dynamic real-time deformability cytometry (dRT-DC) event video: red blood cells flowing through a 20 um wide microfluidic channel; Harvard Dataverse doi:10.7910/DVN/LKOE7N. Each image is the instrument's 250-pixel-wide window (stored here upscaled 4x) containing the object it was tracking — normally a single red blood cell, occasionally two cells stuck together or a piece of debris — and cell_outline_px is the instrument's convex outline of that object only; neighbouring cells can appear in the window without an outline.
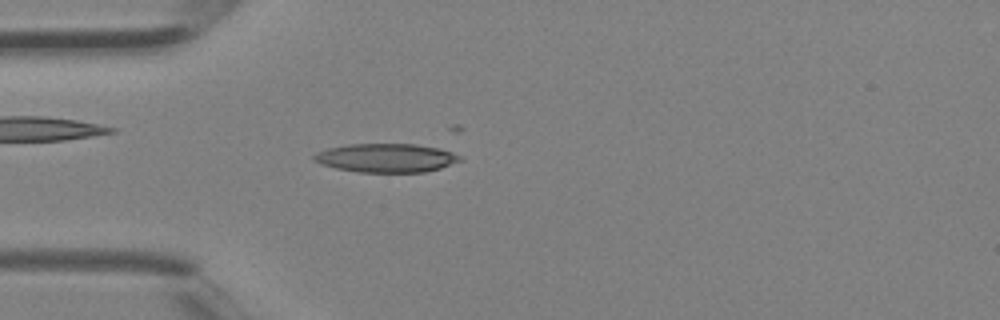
{"species": "Egyptian fruit bat (a non-hibernating species)", "species_latin": "Rousettus aegyptiacus", "temperature_condition": "room temperature", "stored_images_in_passage": 1, "camera_frame_rate_fps": 3000, "um_per_image_px": 0.085, "animal": {"sex": "female"}, "frame": {"image": 1, "passage_image": 1, "time_ms": 0.0, "image_size_px": [1000, 320], "cell_outline_px": [[464, 160], [440, 168], [424, 172], [360, 172], [336, 168], [320, 164], [312, 160], [312, 156], [316, 152], [328, 148], [348, 144], [416, 144], [440, 148], [452, 152], [460, 156]], "centroid_in_image_um": [32.82, 13.42], "position_along_channel_um": 52.2, "area_um2": 24.57}}